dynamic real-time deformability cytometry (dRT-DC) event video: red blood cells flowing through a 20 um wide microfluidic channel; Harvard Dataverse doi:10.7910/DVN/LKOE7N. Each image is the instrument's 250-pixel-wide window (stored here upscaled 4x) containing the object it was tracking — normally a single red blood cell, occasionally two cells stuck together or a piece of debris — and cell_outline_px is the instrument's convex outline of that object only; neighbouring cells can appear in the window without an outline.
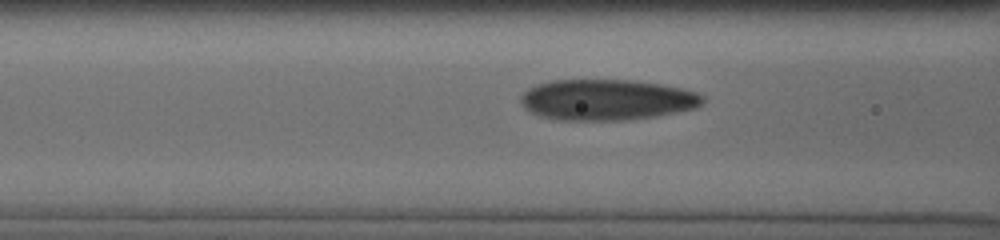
{"species": "human", "species_latin": "Homo sapiens", "temperature_condition": "cold", "stored_images_in_passage": 13, "camera_frame_rate_fps": 3000, "um_per_image_px": 0.085, "donor": {"sex": "male"}, "frame": {"image": 1, "passage_image": 7, "time_ms": 2.333, "image_size_px": [1000, 240], "cell_outline_px": [[704, 100], [696, 108], [656, 116], [628, 120], [556, 120], [540, 116], [524, 108], [520, 100], [520, 96], [528, 88], [536, 84], [552, 80], [632, 80], [660, 84], [680, 88], [696, 92], [704, 96]], "centroid_in_image_um": [51.55, 8.48], "position_along_channel_um": 115.1, "area_um2": 43.41}}
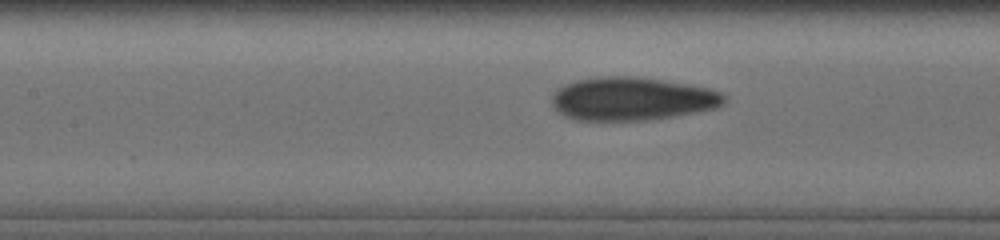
{"frame": {"image": 2, "passage_image": 10, "time_ms": 3.333, "image_size_px": [1000, 240], "cell_outline_px": [[724, 100], [716, 108], [696, 112], [648, 120], [576, 120], [564, 116], [552, 104], [552, 92], [556, 88], [564, 84], [576, 80], [604, 76], [628, 76], [660, 80], [688, 84], [708, 88], [720, 92], [724, 96]], "centroid_in_image_um": [53.66, 8.4], "position_along_channel_um": 153.7, "area_um2": 43.12}}